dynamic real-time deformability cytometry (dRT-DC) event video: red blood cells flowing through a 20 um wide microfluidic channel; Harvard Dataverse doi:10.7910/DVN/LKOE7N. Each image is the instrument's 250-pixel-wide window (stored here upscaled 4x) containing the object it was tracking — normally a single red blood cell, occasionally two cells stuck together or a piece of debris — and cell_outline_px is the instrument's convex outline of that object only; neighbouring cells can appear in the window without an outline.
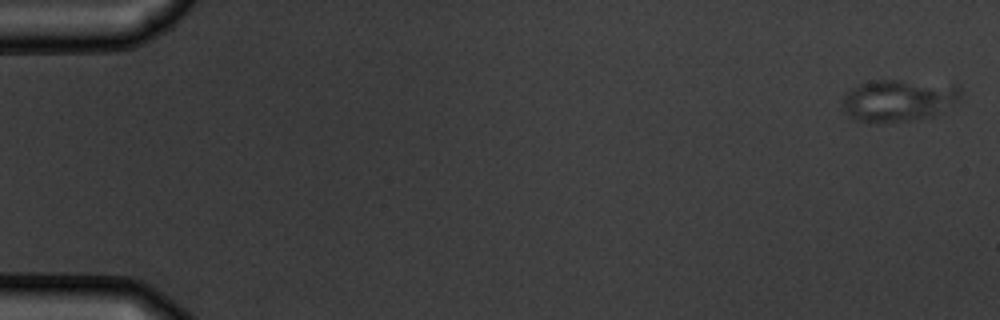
{"species": "common noctule bat (a hibernating species)", "species_latin": "Nyctalus noctula", "temperature_condition": "warm", "stored_images_in_passage": 8, "camera_frame_rate_fps": 3000, "um_per_image_px": 0.085, "animal": {"sex": "male", "body_mass_g": 19.5, "forearm_length_mm": 54.6}, "frame": {"image": 1, "passage_image": 1, "time_ms": 0.0, "image_size_px": [1000, 320], "cell_outline_px": [[964, 92], [956, 100], [936, 116], [908, 120], [852, 120], [844, 112], [844, 96], [852, 88], [860, 84], [876, 80], [896, 80], [960, 84]], "centroid_in_image_um": [76.45, 8.49], "position_along_channel_um": 8.6, "area_um2": 28.5}}
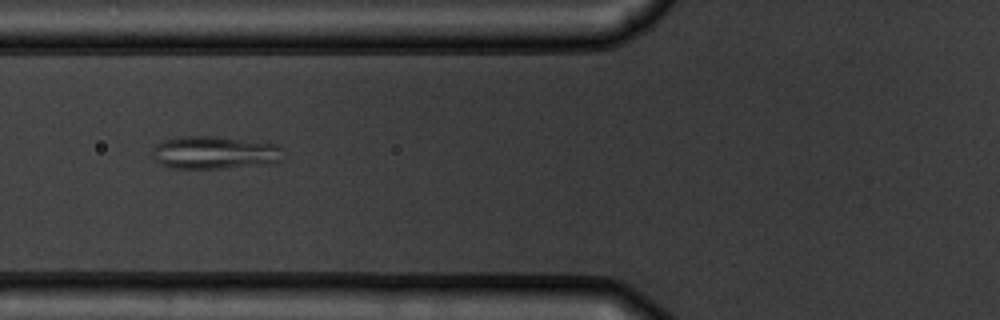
{"frame": {"image": 2, "passage_image": 6, "time_ms": 6.667, "image_size_px": [1000, 320], "cell_outline_px": [[284, 148], [280, 160], [272, 164], [224, 168], [172, 168], [160, 164], [152, 156], [152, 148], [156, 144], [164, 140], [180, 136], [216, 136], [280, 144]], "centroid_in_image_um": [18.27, 12.96], "position_along_channel_um": 107.5, "area_um2": 25.43}}
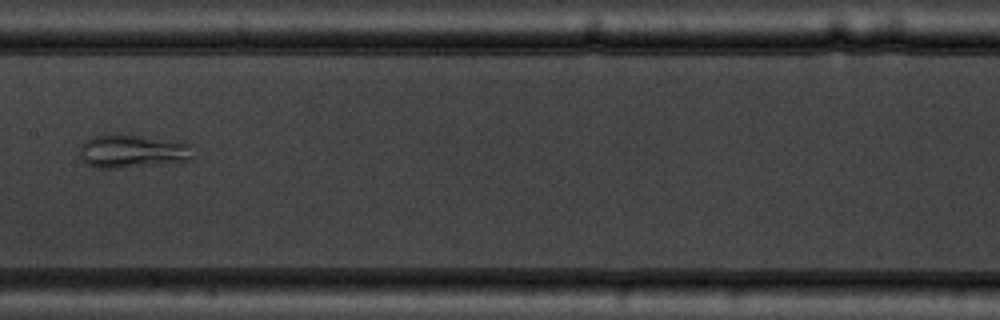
{"frame": {"image": 3, "passage_image": 8, "time_ms": 9.0, "image_size_px": [1000, 320], "cell_outline_px": [[192, 160], [160, 164], [120, 168], [96, 168], [88, 164], [80, 156], [80, 144], [84, 140], [104, 132], [128, 132], [184, 140], [192, 144]], "centroid_in_image_um": [11.31, 12.77], "position_along_channel_um": 196.1, "area_um2": 23.52}}